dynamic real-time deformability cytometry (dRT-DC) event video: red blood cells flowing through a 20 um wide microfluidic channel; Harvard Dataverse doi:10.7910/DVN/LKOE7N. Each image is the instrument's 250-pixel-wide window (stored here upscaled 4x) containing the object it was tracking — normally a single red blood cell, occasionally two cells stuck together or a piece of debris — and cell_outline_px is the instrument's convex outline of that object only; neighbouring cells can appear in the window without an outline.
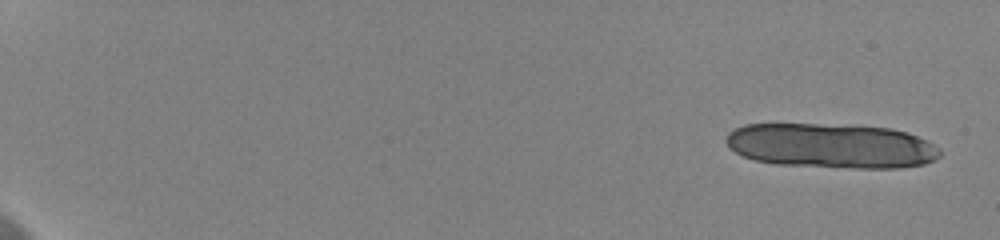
{"species": "human", "species_latin": "Homo sapiens", "temperature_condition": "cold", "stored_images_in_passage": 6, "camera_frame_rate_fps": 3000, "um_per_image_px": 0.085, "donor": {"sex": "female"}, "frame": {"image": 1, "passage_image": 1, "time_ms": 0.0, "image_size_px": [1000, 240], "cell_outline_px": [[940, 156], [924, 164], [900, 168], [856, 168], [776, 164], [756, 160], [744, 156], [728, 148], [724, 140], [728, 132], [744, 124], [820, 124], [892, 128], [908, 132], [928, 140], [940, 148]], "centroid_in_image_um": [70.66, 12.39], "position_along_channel_um": 14.3, "area_um2": 55.95}}